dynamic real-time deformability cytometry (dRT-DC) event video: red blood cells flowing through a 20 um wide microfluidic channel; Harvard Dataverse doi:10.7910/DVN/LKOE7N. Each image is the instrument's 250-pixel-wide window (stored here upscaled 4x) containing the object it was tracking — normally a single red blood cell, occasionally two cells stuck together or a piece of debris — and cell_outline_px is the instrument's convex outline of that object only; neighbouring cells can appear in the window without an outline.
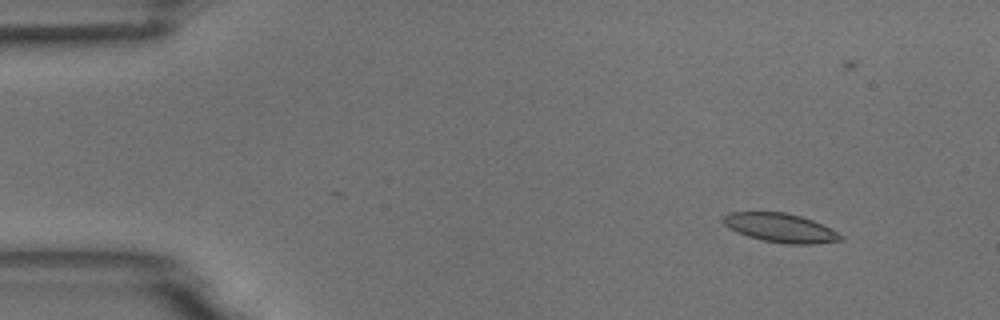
{"species": "common noctule bat (a hibernating species)", "species_latin": "Nyctalus noctula", "temperature_condition": "room temperature", "stored_images_in_passage": 5, "camera_frame_rate_fps": 3000, "um_per_image_px": 0.085, "animal": {"sex": "male", "body_mass_g": 18.8}, "frame": {"image": 1, "passage_image": 2, "time_ms": 0.333, "image_size_px": [1000, 320], "cell_outline_px": [[844, 240], [816, 244], [784, 244], [764, 240], [748, 236], [728, 228], [720, 220], [728, 212], [784, 212], [800, 216], [812, 220], [844, 236]], "centroid_in_image_um": [66.32, 19.37], "position_along_channel_um": 18.7, "area_um2": 19.71}}
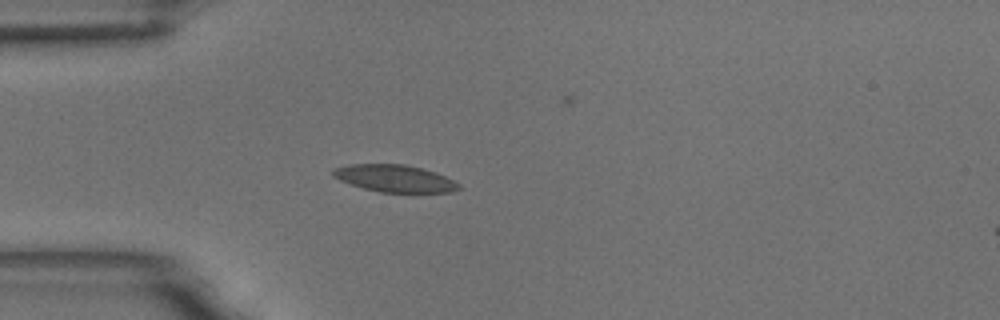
{"frame": {"image": 2, "passage_image": 5, "time_ms": 1.333, "image_size_px": [1000, 320], "cell_outline_px": [[460, 188], [452, 192], [380, 192], [364, 188], [340, 180], [332, 176], [332, 168], [352, 164], [404, 164], [436, 172], [460, 184]], "centroid_in_image_um": [33.53, 15.16], "position_along_channel_um": 51.5, "area_um2": 19.71}}